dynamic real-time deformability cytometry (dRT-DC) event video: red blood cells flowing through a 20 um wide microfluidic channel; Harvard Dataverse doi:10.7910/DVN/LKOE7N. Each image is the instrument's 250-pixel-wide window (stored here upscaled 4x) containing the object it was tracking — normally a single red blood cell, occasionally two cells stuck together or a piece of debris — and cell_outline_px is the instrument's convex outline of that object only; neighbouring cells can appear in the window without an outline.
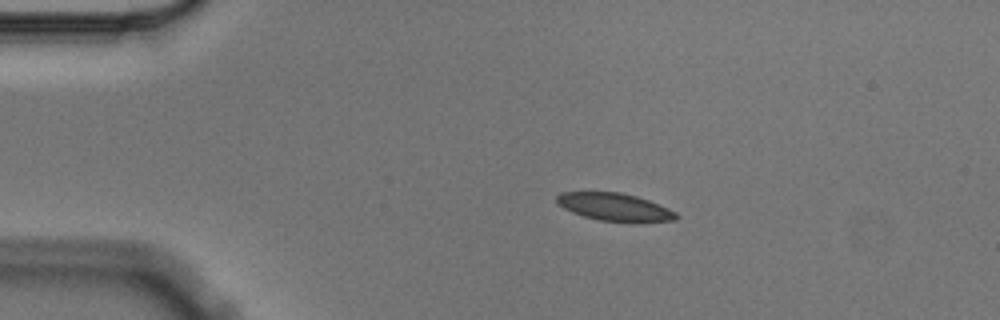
{"species": "Egyptian fruit bat (a non-hibernating species)", "species_latin": "Rousettus aegyptiacus", "temperature_condition": "cold", "stored_images_in_passage": 6, "camera_frame_rate_fps": 3000, "um_per_image_px": 0.085, "animal": {"sex": "male"}, "frame": {"image": 1, "passage_image": 2, "time_ms": 0.333, "image_size_px": [1000, 320], "cell_outline_px": [[680, 216], [676, 220], [600, 220], [584, 216], [572, 212], [556, 204], [556, 196], [560, 192], [620, 192], [636, 196], [648, 200], [668, 208], [676, 212]], "centroid_in_image_um": [52.18, 17.55], "position_along_channel_um": 32.8, "area_um2": 18.67}}
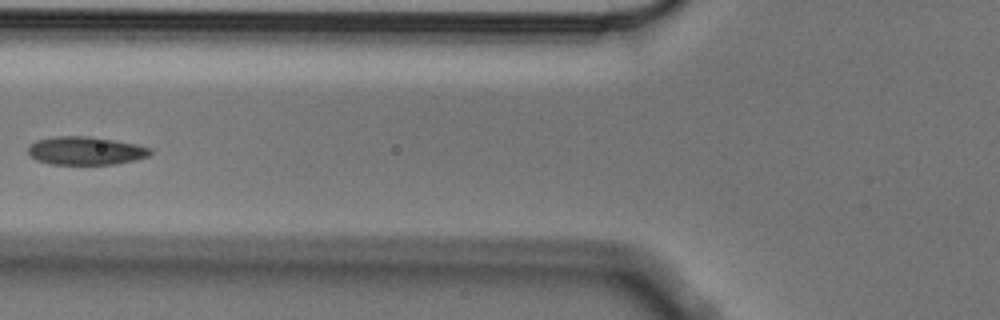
{"frame": {"image": 2, "passage_image": 5, "time_ms": 1.333, "image_size_px": [1000, 320], "cell_outline_px": [[152, 152], [148, 156], [136, 160], [116, 164], [48, 164], [36, 160], [28, 156], [28, 148], [36, 140], [56, 136], [88, 136], [136, 144], [152, 148]], "centroid_in_image_um": [7.27, 12.82], "position_along_channel_um": 118.5, "area_um2": 20.17}}
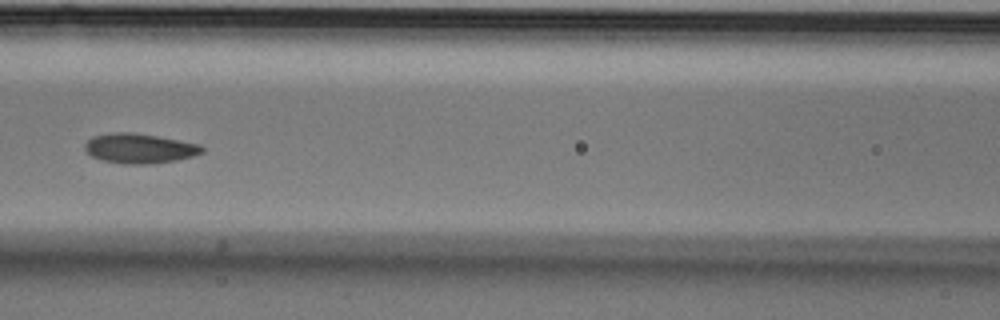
{"frame": {"image": 3, "passage_image": 6, "time_ms": 1.667, "image_size_px": [1000, 320], "cell_outline_px": [[204, 152], [192, 156], [176, 160], [148, 164], [124, 164], [104, 160], [92, 156], [84, 148], [84, 144], [92, 136], [112, 132], [132, 132], [156, 136], [200, 144], [204, 148]], "centroid_in_image_um": [11.85, 12.6], "position_along_channel_um": 154.8, "area_um2": 20.23}}